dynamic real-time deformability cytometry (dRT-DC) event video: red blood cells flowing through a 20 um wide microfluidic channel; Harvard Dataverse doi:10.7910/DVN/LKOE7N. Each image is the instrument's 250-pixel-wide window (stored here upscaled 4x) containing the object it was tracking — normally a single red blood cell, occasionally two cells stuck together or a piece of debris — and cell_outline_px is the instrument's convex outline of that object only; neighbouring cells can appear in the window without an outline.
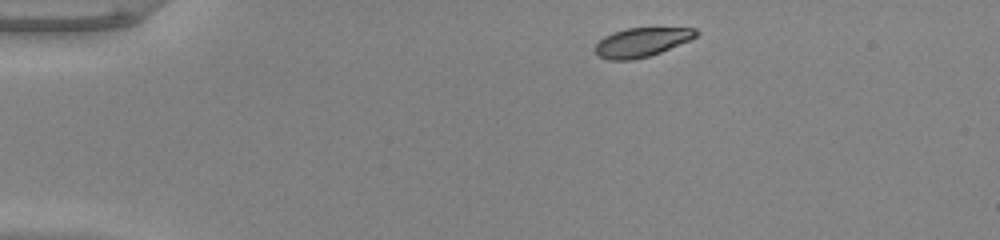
{"species": "common noctule bat (a hibernating species)", "species_latin": "Nyctalus noctula", "temperature_condition": "warm", "stored_images_in_passage": 44, "camera_frame_rate_fps": 3000, "um_per_image_px": 0.085, "animal": {"sex": "male", "body_mass_g": 20.0, "forearm_length_mm": 53.3}, "frame": {"image": 1, "passage_image": 1, "time_ms": 0.0, "image_size_px": [1000, 240], "cell_outline_px": [[700, 32], [696, 36], [688, 40], [660, 52], [648, 56], [632, 60], [608, 60], [600, 56], [596, 52], [596, 44], [604, 36], [612, 32], [628, 28], [696, 28]], "centroid_in_image_um": [54.53, 3.58], "position_along_channel_um": 30.5, "area_um2": 16.82}}
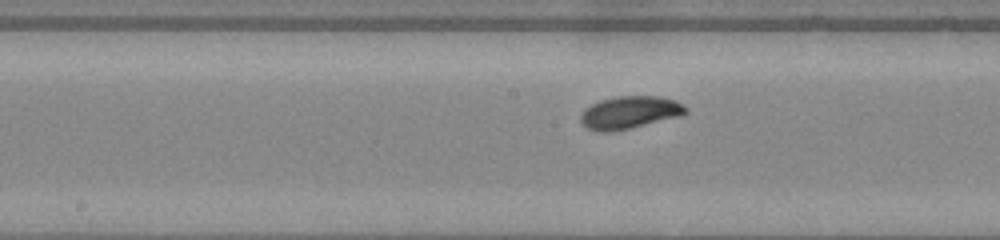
{"frame": {"image": 2, "passage_image": 19, "time_ms": 6.0, "image_size_px": [1000, 240], "cell_outline_px": [[688, 112], [680, 116], [628, 128], [608, 132], [596, 132], [588, 128], [580, 120], [580, 116], [584, 108], [600, 100], [620, 96], [660, 96], [676, 100], [688, 108]], "centroid_in_image_um": [53.53, 9.55], "position_along_channel_um": 194.7, "area_um2": 19.83}}
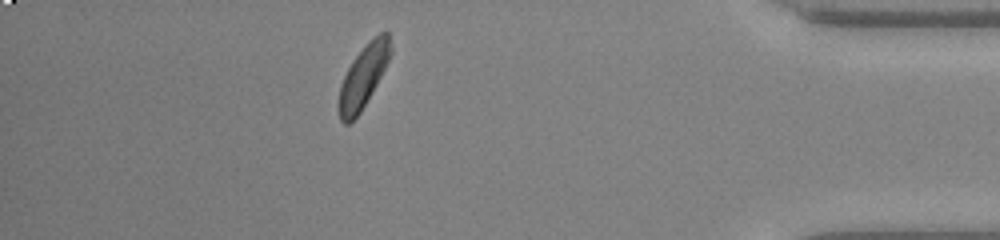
{"frame": {"image": 3, "passage_image": 38, "time_ms": 12.333, "image_size_px": [1000, 240], "cell_outline_px": [[392, 52], [376, 84], [360, 112], [348, 124], [344, 124], [340, 120], [340, 84], [352, 60], [368, 40], [380, 32], [388, 32], [392, 48]], "centroid_in_image_um": [30.9, 6.43], "position_along_channel_um": 404.3, "area_um2": 18.38}, "authors_computed_cell_mechanics": {"area_um2": 18.9006, "velocity_mm_per_s": 3.927, "shape_relaxation_time_tau1_ms": 1.5577, "shape_relaxation_time_tau2_ms": null, "deformation_change_tau1": 0.0894, "deformation_change_tau2": null}}